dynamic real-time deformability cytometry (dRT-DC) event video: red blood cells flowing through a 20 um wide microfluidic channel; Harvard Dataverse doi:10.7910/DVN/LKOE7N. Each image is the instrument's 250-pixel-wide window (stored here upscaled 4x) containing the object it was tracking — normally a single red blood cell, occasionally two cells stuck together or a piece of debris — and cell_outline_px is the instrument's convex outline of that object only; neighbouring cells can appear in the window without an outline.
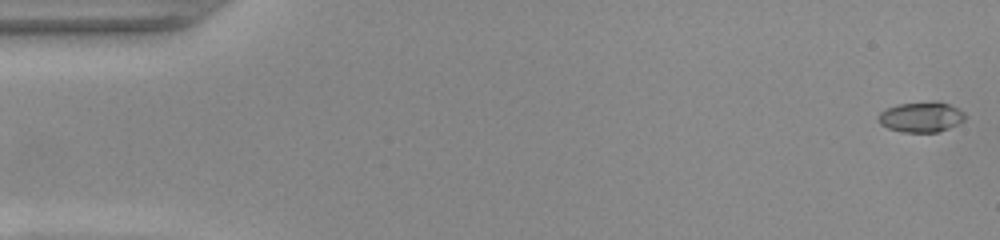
{"species": "common noctule bat (a hibernating species)", "species_latin": "Nyctalus noctula", "temperature_condition": "warm", "stored_images_in_passage": 13, "camera_frame_rate_fps": 3000, "um_per_image_px": 0.085, "animal": {"sex": "female", "body_mass_g": 22.0, "forearm_length_mm": 56.7}, "frame": {"image": 1, "passage_image": 1, "time_ms": 0.0, "image_size_px": [1000, 240], "cell_outline_px": [[964, 120], [948, 128], [936, 132], [904, 132], [888, 128], [880, 124], [876, 116], [880, 112], [896, 104], [932, 100], [936, 100], [948, 104], [964, 112]], "centroid_in_image_um": [78.26, 9.92], "position_along_channel_um": 6.7, "area_um2": 15.37}}
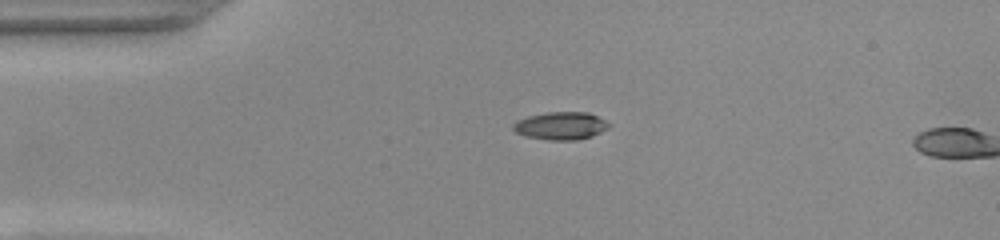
{"frame": {"image": 2, "passage_image": 12, "time_ms": 3.667, "image_size_px": [1000, 240], "cell_outline_px": [[612, 124], [608, 128], [592, 136], [576, 140], [548, 140], [524, 136], [516, 132], [512, 128], [512, 124], [516, 120], [528, 116], [548, 112], [588, 112]], "centroid_in_image_um": [47.64, 10.69], "position_along_channel_um": 37.4, "area_um2": 15.55}}